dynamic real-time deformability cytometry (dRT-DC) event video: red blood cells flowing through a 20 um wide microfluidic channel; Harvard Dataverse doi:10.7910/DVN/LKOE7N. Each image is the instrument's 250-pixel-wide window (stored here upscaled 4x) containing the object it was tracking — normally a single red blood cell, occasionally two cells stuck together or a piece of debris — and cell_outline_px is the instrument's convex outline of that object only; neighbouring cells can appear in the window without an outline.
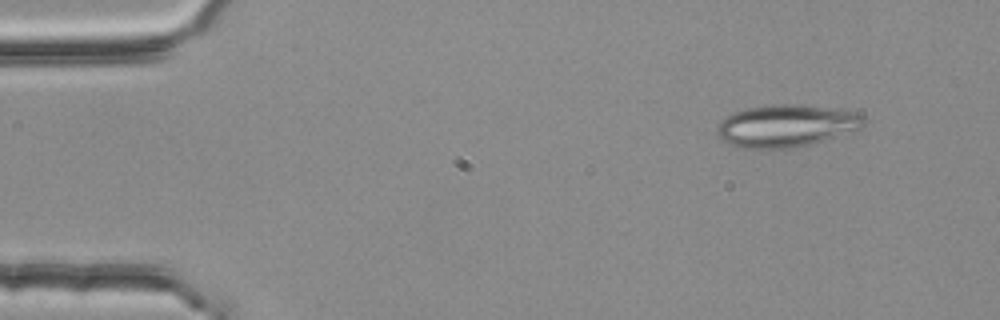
{"species": "common noctule bat (a hibernating species)", "species_latin": "Nyctalus noctula", "temperature_condition": "room temperature", "stored_images_in_passage": 4, "segment_of_instrument_passage": [1, 2], "camera_frame_rate_fps": 3000, "um_per_image_px": 0.085, "animal": {"sex": "female", "body_mass_g": 25.1}, "frame": {"image": 1, "passage_image": 1, "time_ms": 0.0, "image_size_px": [1000, 320], "cell_outline_px": [[864, 124], [860, 128], [852, 132], [812, 144], [788, 148], [740, 148], [724, 140], [716, 132], [716, 128], [728, 116], [736, 112], [748, 108], [772, 104], [792, 104], [824, 108], [852, 112], [860, 116], [864, 120]], "centroid_in_image_um": [66.82, 10.71], "position_along_channel_um": 18.2, "area_um2": 35.32}}